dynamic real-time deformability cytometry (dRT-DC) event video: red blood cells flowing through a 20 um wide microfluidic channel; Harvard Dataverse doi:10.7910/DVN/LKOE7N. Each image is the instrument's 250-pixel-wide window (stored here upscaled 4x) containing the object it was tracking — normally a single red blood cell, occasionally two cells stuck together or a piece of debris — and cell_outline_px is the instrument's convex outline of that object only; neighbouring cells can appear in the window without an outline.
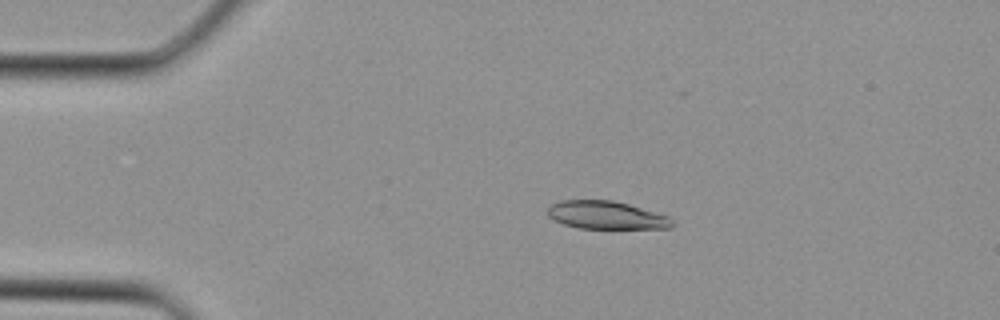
{"species": "Egyptian fruit bat (a non-hibernating species)", "species_latin": "Rousettus aegyptiacus", "temperature_condition": "cold", "stored_images_in_passage": 3, "camera_frame_rate_fps": 3000, "um_per_image_px": 0.085, "animal": {"sex": "female"}, "frame": {"image": 1, "passage_image": 2, "time_ms": 0.333, "image_size_px": [1000, 320], "cell_outline_px": [[676, 224], [672, 228], [580, 228], [564, 224], [548, 216], [548, 208], [552, 204], [560, 200], [612, 200], [628, 204], [668, 216]], "centroid_in_image_um": [51.55, 18.28], "position_along_channel_um": 33.4, "area_um2": 20.11}}